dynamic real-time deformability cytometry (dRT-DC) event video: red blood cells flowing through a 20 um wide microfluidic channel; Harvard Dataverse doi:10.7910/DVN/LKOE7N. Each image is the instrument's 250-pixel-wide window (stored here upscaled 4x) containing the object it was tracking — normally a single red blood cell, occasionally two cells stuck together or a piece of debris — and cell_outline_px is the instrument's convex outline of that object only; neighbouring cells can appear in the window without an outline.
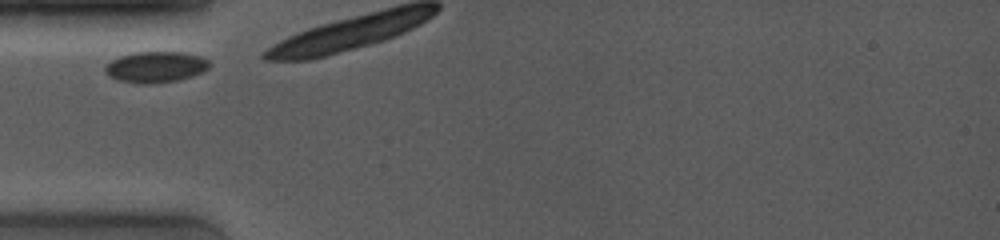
{"species": "common noctule bat (a hibernating species)", "species_latin": "Nyctalus noctula", "temperature_condition": "room temperature", "stored_images_in_passage": 4, "camera_frame_rate_fps": 4000, "um_per_image_px": 0.085, "animal": {"sex": "female", "body_mass_g": 19.0, "forearm_length_mm": 53.3}, "frame": {"image": 1, "passage_image": 1, "time_ms": 0.0, "image_size_px": [1000, 240], "cell_outline_px": [[208, 68], [204, 72], [192, 76], [176, 80], [152, 84], [144, 84], [120, 80], [108, 76], [104, 68], [112, 60], [120, 56], [132, 52], [184, 52], [200, 56], [208, 60]], "centroid_in_image_um": [13.24, 5.69], "position_along_channel_um": 71.8, "area_um2": 18.73}}